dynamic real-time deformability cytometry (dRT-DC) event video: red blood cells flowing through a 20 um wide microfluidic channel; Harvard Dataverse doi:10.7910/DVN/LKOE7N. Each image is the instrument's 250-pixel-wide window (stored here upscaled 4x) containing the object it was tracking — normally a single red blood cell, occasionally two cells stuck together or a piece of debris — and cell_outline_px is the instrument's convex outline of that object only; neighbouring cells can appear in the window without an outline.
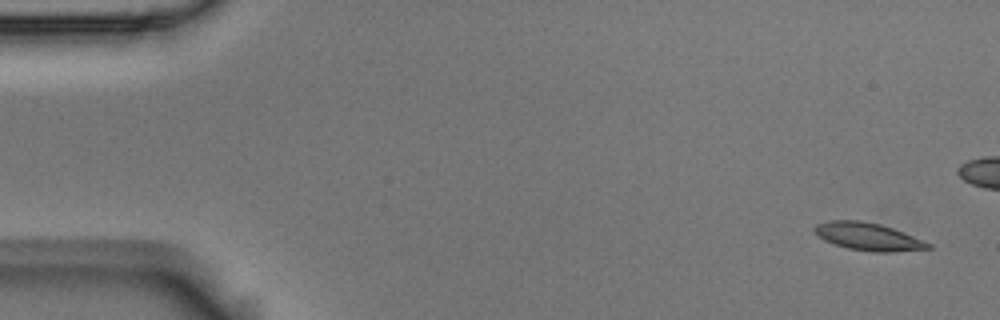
{"species": "Egyptian fruit bat (a non-hibernating species)", "species_latin": "Rousettus aegyptiacus", "temperature_condition": "room temperature", "stored_images_in_passage": 4, "camera_frame_rate_fps": 3000, "um_per_image_px": 0.085, "animal": {"sex": "male"}, "frame": {"image": 1, "passage_image": 1, "time_ms": 0.0, "image_size_px": [1000, 320], "cell_outline_px": [[932, 248], [892, 252], [872, 252], [848, 248], [824, 240], [812, 228], [816, 224], [828, 220], [860, 220], [880, 224], [904, 232], [932, 244]], "centroid_in_image_um": [73.8, 20.1], "position_along_channel_um": 11.2, "area_um2": 18.21}}